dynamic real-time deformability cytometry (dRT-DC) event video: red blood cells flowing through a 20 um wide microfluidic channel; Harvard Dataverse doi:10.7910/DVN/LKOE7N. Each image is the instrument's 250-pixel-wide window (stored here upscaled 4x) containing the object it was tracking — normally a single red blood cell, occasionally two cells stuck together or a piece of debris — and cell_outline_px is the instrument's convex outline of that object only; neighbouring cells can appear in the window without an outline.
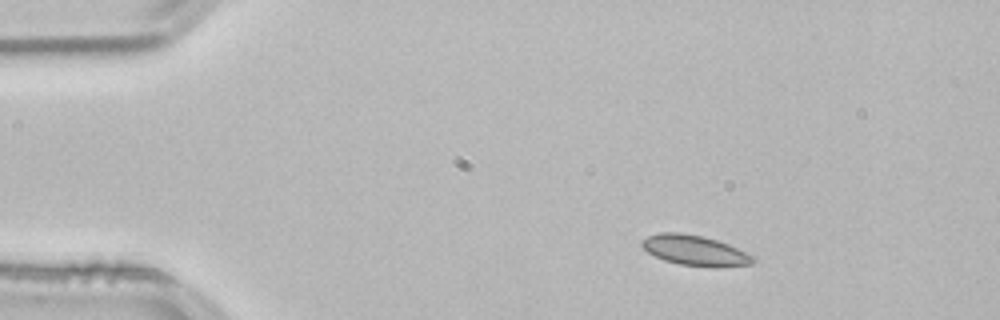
{"species": "common noctule bat (a hibernating species)", "species_latin": "Nyctalus noctula", "temperature_condition": "room temperature", "stored_images_in_passage": 46, "camera_frame_rate_fps": 3000, "um_per_image_px": 0.085, "animal": {"sex": "male", "body_mass_g": 21.5, "forearm_length_mm": 52.0}, "frame": {"image": 1, "passage_image": 1, "time_ms": 0.0, "image_size_px": [1000, 320], "cell_outline_px": [[756, 260], [752, 264], [712, 268], [680, 264], [664, 260], [648, 252], [640, 244], [640, 240], [648, 236], [660, 232], [680, 232], [704, 236], [728, 244], [756, 256]], "centroid_in_image_um": [59.09, 21.29], "position_along_channel_um": 25.9, "area_um2": 19.83}}
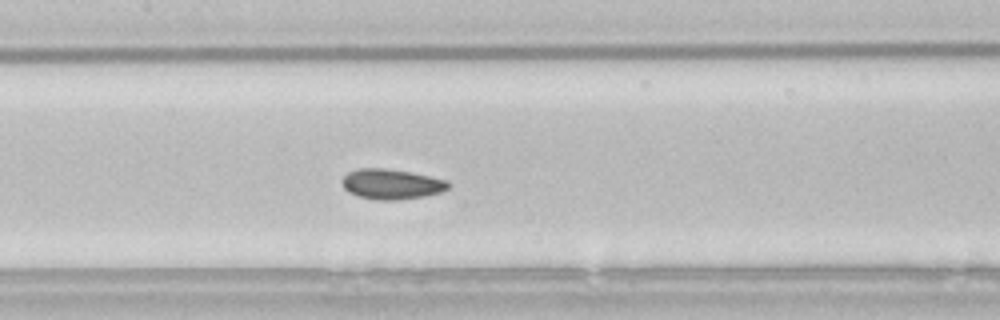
{"frame": {"image": 2, "passage_image": 18, "time_ms": 5.667, "image_size_px": [1000, 320], "cell_outline_px": [[452, 184], [448, 188], [440, 192], [424, 196], [396, 200], [376, 200], [360, 196], [348, 192], [344, 188], [340, 180], [348, 172], [356, 168], [384, 168], [412, 172], [448, 180]], "centroid_in_image_um": [33.27, 15.64], "position_along_channel_um": 174.1, "area_um2": 18.84}}
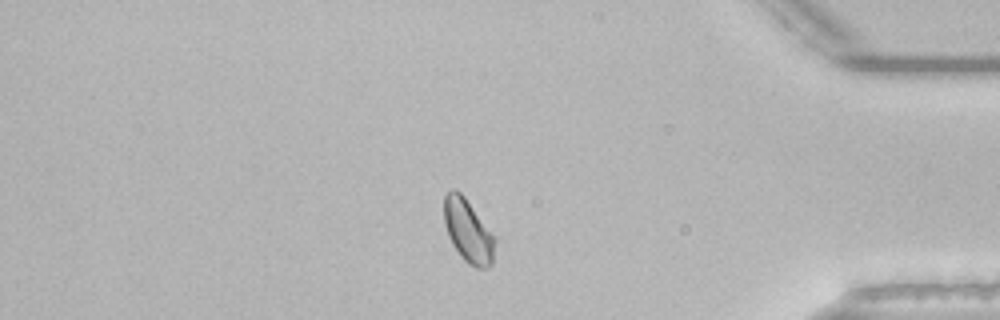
{"frame": {"image": 3, "passage_image": 38, "time_ms": 12.333, "image_size_px": [1000, 320], "cell_outline_px": [[496, 240], [492, 264], [488, 268], [476, 268], [468, 264], [460, 256], [452, 244], [448, 236], [444, 224], [444, 196], [452, 188], [456, 188], [464, 196]], "centroid_in_image_um": [39.76, 19.65], "position_along_channel_um": 395.4, "area_um2": 18.61}, "authors_computed_cell_mechanics": {"area_um2": 18.4093, "velocity_mm_per_s": 3.8118, "shape_relaxation_time_tau1_ms": 3.2532, "shape_relaxation_time_tau2_ms": null, "deformation_change_tau1": 0.0569, "deformation_change_tau2": null}}